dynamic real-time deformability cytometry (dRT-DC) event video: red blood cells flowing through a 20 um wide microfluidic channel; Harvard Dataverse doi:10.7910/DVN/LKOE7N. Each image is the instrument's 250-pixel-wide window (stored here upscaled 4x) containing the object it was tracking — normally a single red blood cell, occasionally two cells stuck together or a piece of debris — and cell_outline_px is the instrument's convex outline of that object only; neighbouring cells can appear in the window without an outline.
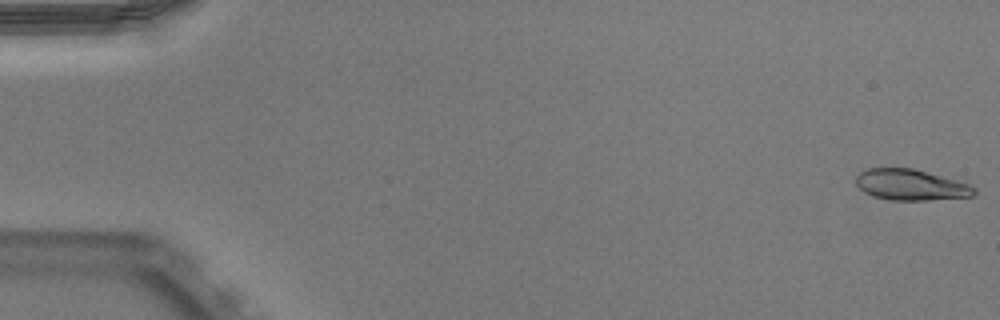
{"species": "Egyptian fruit bat (a non-hibernating species)", "species_latin": "Rousettus aegyptiacus", "temperature_condition": "warm", "stored_images_in_passage": 52, "camera_frame_rate_fps": 3000, "um_per_image_px": 0.085, "animal": {"sex": "male"}, "frame": {"image": 1, "passage_image": 1, "time_ms": 0.0, "image_size_px": [1000, 320], "cell_outline_px": [[976, 196], [924, 200], [888, 200], [872, 196], [864, 192], [856, 184], [856, 176], [860, 172], [868, 168], [912, 168], [972, 184], [976, 188]], "centroid_in_image_um": [77.44, 15.71], "position_along_channel_um": 7.6, "area_um2": 21.44}}
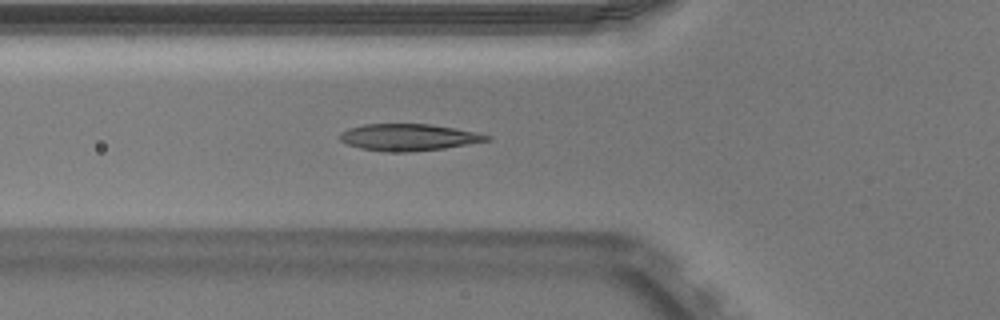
{"frame": {"image": 2, "passage_image": 19, "time_ms": 6.0, "image_size_px": [1000, 320], "cell_outline_px": [[492, 140], [444, 148], [408, 152], [388, 152], [360, 148], [348, 144], [340, 140], [340, 132], [348, 128], [364, 124], [428, 124], [456, 128], [492, 136]], "centroid_in_image_um": [34.73, 11.67], "position_along_channel_um": 91.1, "area_um2": 22.89}}
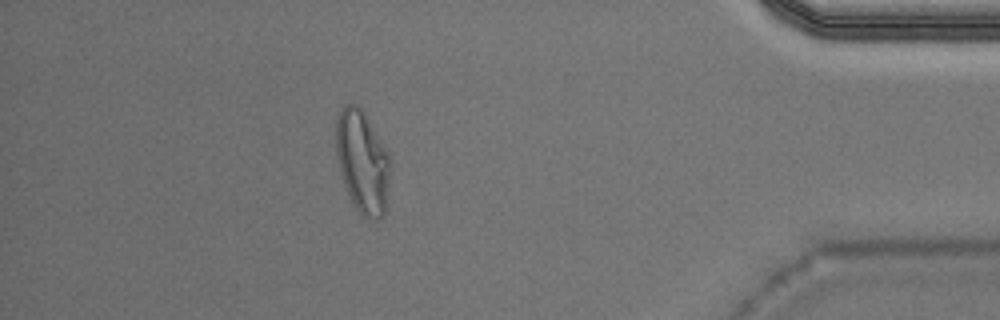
{"frame": {"image": 3, "passage_image": 46, "time_ms": 15.0, "image_size_px": [1000, 320], "cell_outline_px": [[388, 180], [384, 216], [380, 220], [376, 220], [364, 216], [352, 204], [344, 184], [340, 172], [336, 156], [336, 120], [344, 104], [356, 104], [364, 112], [380, 140], [388, 156]], "centroid_in_image_um": [30.76, 13.76], "position_along_channel_um": 404.4, "area_um2": 31.73}, "authors_computed_cell_mechanics": {"area_um2": 23.0622, "velocity_mm_per_s": 3.9494, "shape_relaxation_time_tau1_ms": 6.9641, "shape_relaxation_time_tau2_ms": 1.1738, "deformation_change_tau1": 0.2499, "deformation_change_tau2": 0.0813}}